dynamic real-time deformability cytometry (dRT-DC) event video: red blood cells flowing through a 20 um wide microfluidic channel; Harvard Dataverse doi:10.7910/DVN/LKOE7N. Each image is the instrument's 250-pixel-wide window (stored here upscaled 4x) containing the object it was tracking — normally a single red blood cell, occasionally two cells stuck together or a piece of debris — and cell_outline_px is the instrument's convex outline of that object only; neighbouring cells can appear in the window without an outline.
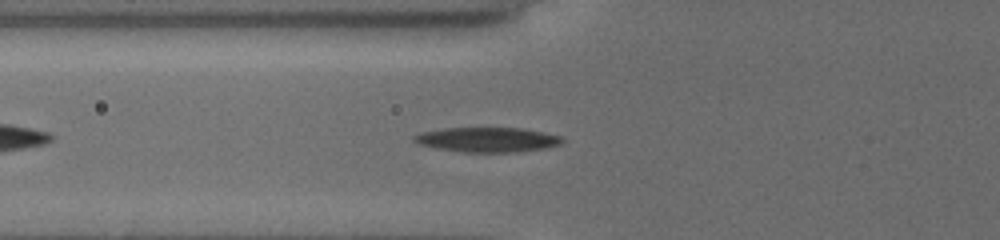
{"species": "common noctule bat (a hibernating species)", "species_latin": "Nyctalus noctula", "temperature_condition": "cold", "stored_images_in_passage": 38, "camera_frame_rate_fps": 3000, "um_per_image_px": 0.085, "animal": {"sex": "female", "body_mass_g": 19.5, "forearm_length_mm": 54.1}, "frame": {"image": 1, "passage_image": 5, "time_ms": 1.333, "image_size_px": [1000, 240], "cell_outline_px": [[564, 140], [560, 144], [544, 148], [516, 152], [464, 152], [436, 148], [416, 144], [412, 140], [412, 136], [420, 132], [444, 128], [520, 128], [544, 132], [560, 136]], "centroid_in_image_um": [41.36, 11.87], "position_along_channel_um": 84.4, "area_um2": 21.39}}
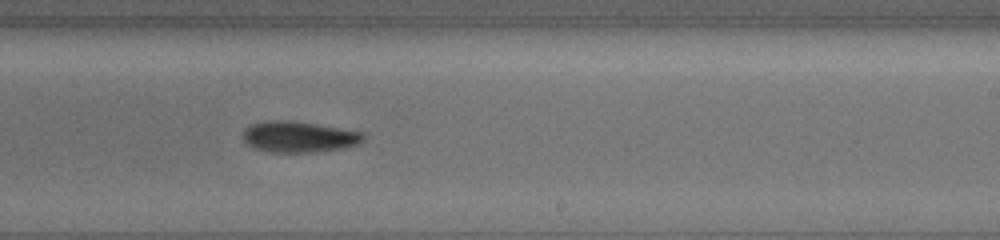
{"frame": {"image": 2, "passage_image": 19, "time_ms": 6.0, "image_size_px": [1000, 240], "cell_outline_px": [[364, 140], [356, 144], [344, 148], [312, 152], [268, 152], [256, 148], [248, 144], [244, 140], [244, 128], [252, 124], [264, 120], [288, 120], [316, 124], [364, 132]], "centroid_in_image_um": [25.4, 11.62], "position_along_channel_um": 263.6, "area_um2": 21.68}}
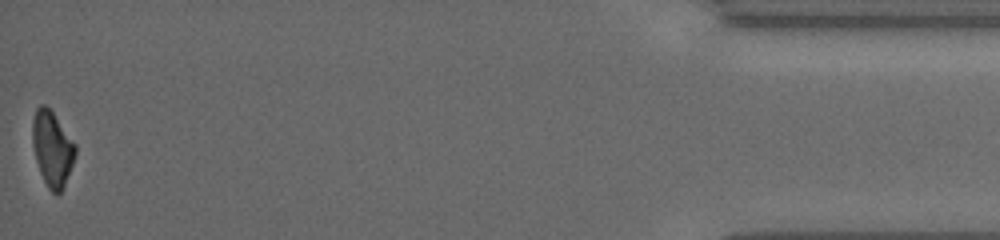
{"frame": {"image": 3, "passage_image": 38, "time_ms": 12.333, "image_size_px": [1000, 240], "cell_outline_px": [[76, 152], [64, 188], [56, 196], [48, 188], [40, 172], [36, 160], [32, 144], [32, 120], [36, 108], [40, 104], [44, 104], [52, 112], [76, 144]], "centroid_in_image_um": [4.43, 12.65], "position_along_channel_um": 430.8, "area_um2": 18.73}, "authors_computed_cell_mechanics": {"area_um2": 21.1259, "velocity_mm_per_s": 3.8382, "shape_relaxation_time_tau1_ms": 3.595, "shape_relaxation_time_tau2_ms": null, "deformation_change_tau1": 0.1481, "deformation_change_tau2": null}}